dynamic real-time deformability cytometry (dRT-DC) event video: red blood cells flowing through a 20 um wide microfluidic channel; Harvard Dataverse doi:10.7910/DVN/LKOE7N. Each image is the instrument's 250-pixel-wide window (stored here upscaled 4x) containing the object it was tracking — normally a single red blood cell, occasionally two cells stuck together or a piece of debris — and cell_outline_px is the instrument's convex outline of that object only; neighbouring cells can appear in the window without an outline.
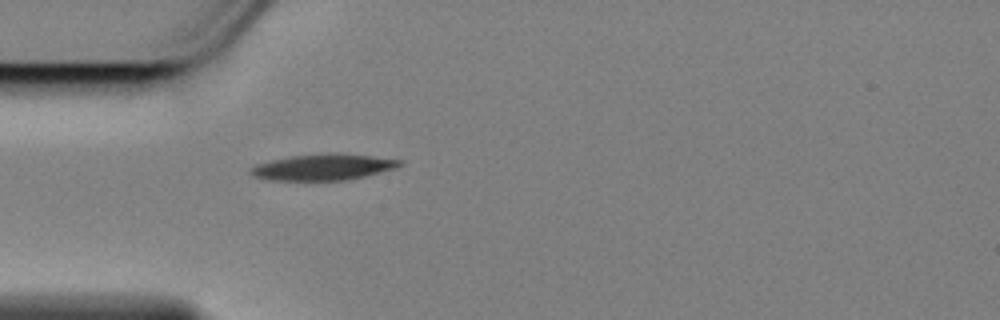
{"species": "Egyptian fruit bat (a non-hibernating species)", "species_latin": "Rousettus aegyptiacus", "temperature_condition": "cold", "stored_images_in_passage": 36, "camera_frame_rate_fps": 3000, "um_per_image_px": 0.085, "animal": {"sex": "female"}, "frame": {"image": 1, "passage_image": 1, "time_ms": 0.0, "image_size_px": [1000, 320], "cell_outline_px": [[404, 164], [396, 168], [364, 176], [344, 180], [272, 180], [256, 176], [252, 172], [252, 168], [256, 164], [288, 156], [332, 152], [340, 152], [404, 160]], "centroid_in_image_um": [27.56, 14.18], "position_along_channel_um": 57.4, "area_um2": 22.66}}
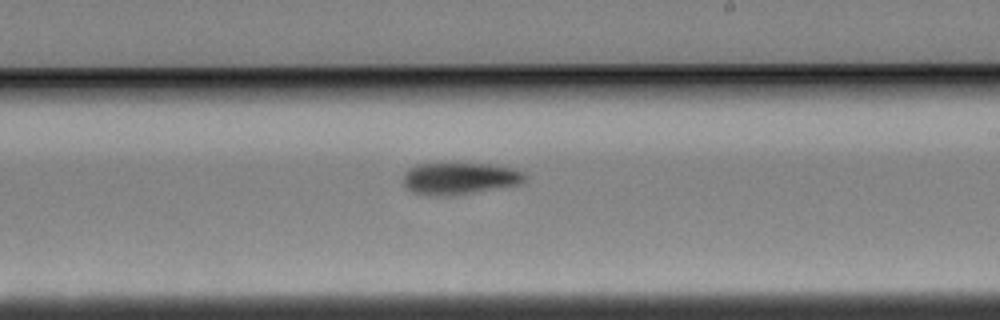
{"frame": {"image": 2, "passage_image": 18, "time_ms": 5.667, "image_size_px": [1000, 320], "cell_outline_px": [[528, 176], [520, 184], [472, 192], [444, 196], [412, 192], [404, 184], [404, 172], [408, 168], [416, 164], [452, 160], [496, 164], [512, 168], [524, 172]], "centroid_in_image_um": [39.07, 15.08], "position_along_channel_um": 249.9, "area_um2": 23.47}}
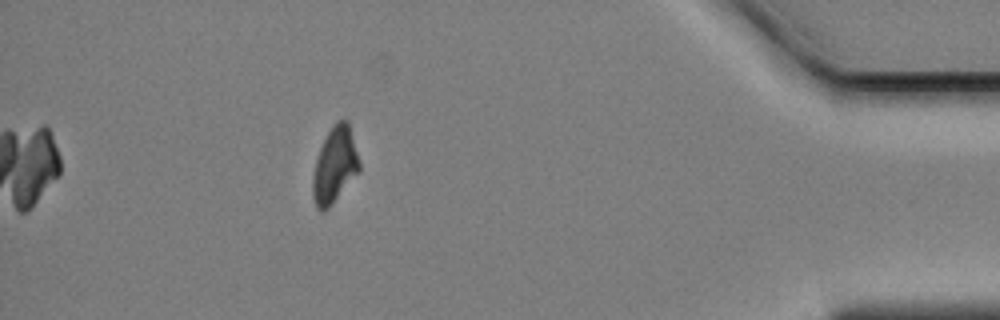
{"frame": {"image": 3, "passage_image": 36, "time_ms": 11.667, "image_size_px": [1000, 320], "cell_outline_px": [[360, 172], [328, 208], [316, 208], [312, 196], [312, 180], [316, 160], [320, 148], [332, 124], [336, 120], [348, 120], [360, 164]], "centroid_in_image_um": [28.46, 14.02], "position_along_channel_um": 406.7, "area_um2": 20.4}, "authors_computed_cell_mechanics": {"area_um2": 22.5998, "velocity_mm_per_s": 3.4465, "shape_relaxation_time_tau1_ms": 3.482, "shape_relaxation_time_tau2_ms": null, "deformation_change_tau1": 0.1184, "deformation_change_tau2": null}}